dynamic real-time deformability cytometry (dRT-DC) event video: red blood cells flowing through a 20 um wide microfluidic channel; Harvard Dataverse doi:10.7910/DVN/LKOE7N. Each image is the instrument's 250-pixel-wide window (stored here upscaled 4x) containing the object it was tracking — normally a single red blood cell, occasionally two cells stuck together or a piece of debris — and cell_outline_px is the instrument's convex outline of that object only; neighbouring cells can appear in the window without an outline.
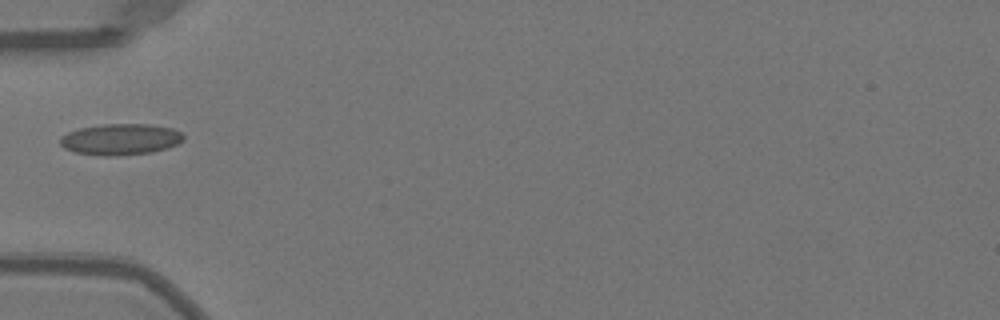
{"species": "Egyptian fruit bat (a non-hibernating species)", "species_latin": "Rousettus aegyptiacus", "temperature_condition": "warm", "stored_images_in_passage": 34, "camera_frame_rate_fps": 3000, "um_per_image_px": 0.085, "animal": {"sex": "female"}, "frame": {"image": 1, "passage_image": 1, "time_ms": 0.0, "image_size_px": [1000, 320], "cell_outline_px": [[184, 140], [168, 148], [152, 152], [116, 156], [104, 156], [76, 152], [64, 148], [60, 144], [60, 136], [68, 132], [80, 128], [104, 124], [152, 124], [172, 128], [180, 132], [184, 136]], "centroid_in_image_um": [10.25, 11.84], "position_along_channel_um": 74.7, "area_um2": 22.48}}
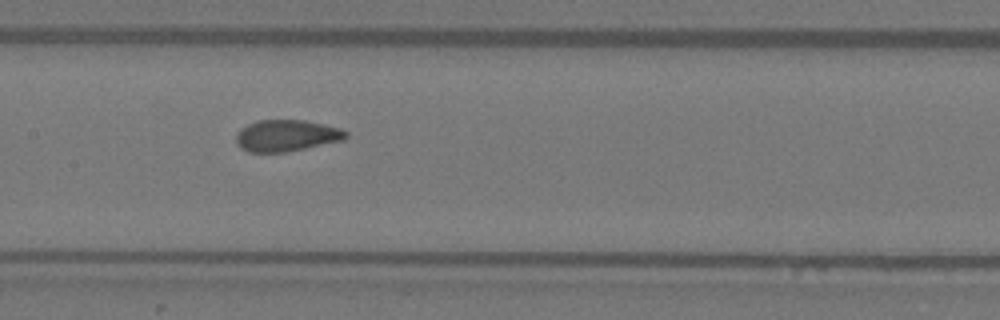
{"frame": {"image": 2, "passage_image": 9, "time_ms": 2.667, "image_size_px": [1000, 320], "cell_outline_px": [[348, 136], [344, 140], [284, 152], [248, 152], [240, 148], [236, 144], [236, 132], [240, 128], [256, 120], [304, 120], [324, 124], [340, 128], [348, 132]], "centroid_in_image_um": [24.32, 11.52], "position_along_channel_um": 183.1, "area_um2": 20.29}}
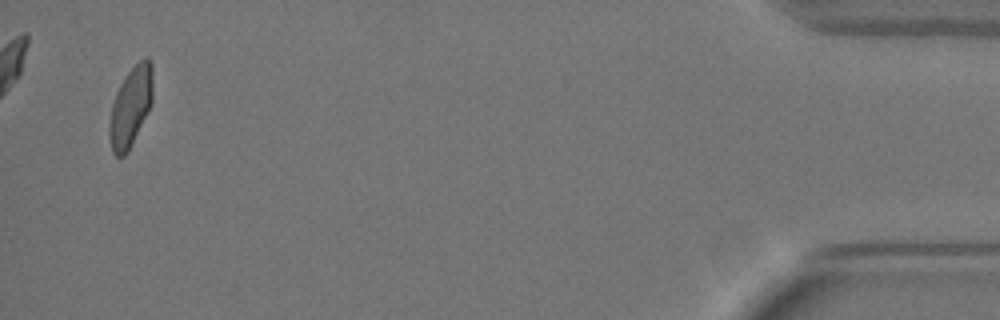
{"frame": {"image": 3, "passage_image": 33, "time_ms": 10.667, "image_size_px": [1000, 320], "cell_outline_px": [[152, 104], [128, 152], [124, 156], [116, 156], [112, 152], [108, 136], [108, 124], [112, 104], [116, 92], [120, 84], [128, 72], [144, 56], [148, 56], [152, 60]], "centroid_in_image_um": [11.1, 9.08], "position_along_channel_um": 424.1, "area_um2": 20.4}}